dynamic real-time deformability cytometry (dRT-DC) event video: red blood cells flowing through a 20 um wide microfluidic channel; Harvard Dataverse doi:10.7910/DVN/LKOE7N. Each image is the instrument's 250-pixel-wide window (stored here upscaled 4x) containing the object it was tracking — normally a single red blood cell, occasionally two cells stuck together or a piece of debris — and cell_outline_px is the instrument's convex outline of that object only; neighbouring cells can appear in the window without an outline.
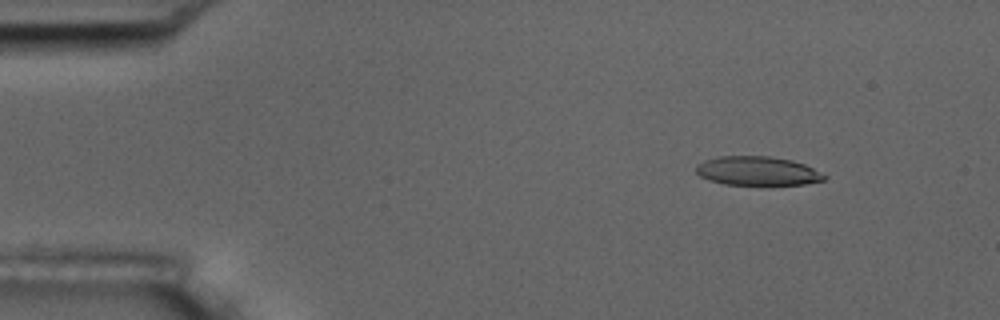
{"species": "common noctule bat (a hibernating species)", "species_latin": "Nyctalus noctula", "temperature_condition": "room temperature", "stored_images_in_passage": 4, "camera_frame_rate_fps": 3000, "um_per_image_px": 0.085, "animal": {"sex": "male", "body_mass_g": 17.5, "forearm_length_mm": 52.3}, "frame": {"image": 1, "passage_image": 2, "time_ms": 1.333, "image_size_px": [1000, 320], "cell_outline_px": [[828, 176], [824, 180], [804, 184], [724, 184], [708, 180], [700, 176], [696, 172], [696, 164], [704, 160], [720, 156], [772, 156], [792, 160], [804, 164]], "centroid_in_image_um": [64.36, 14.52], "position_along_channel_um": 20.6, "area_um2": 21.56}}
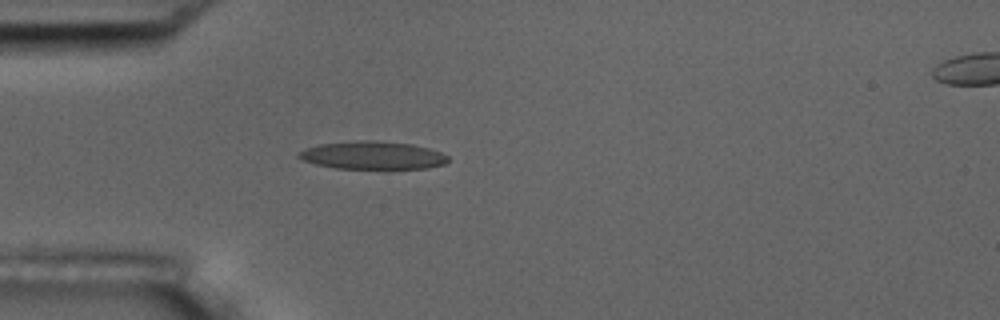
{"frame": {"image": 2, "passage_image": 4, "time_ms": 4.333, "image_size_px": [1000, 320], "cell_outline_px": [[448, 160], [444, 164], [428, 168], [336, 168], [316, 164], [304, 160], [296, 156], [296, 152], [304, 148], [320, 144], [364, 140], [372, 140], [412, 144], [428, 148], [440, 152], [448, 156]], "centroid_in_image_um": [31.64, 13.19], "position_along_channel_um": 53.4, "area_um2": 24.1}}